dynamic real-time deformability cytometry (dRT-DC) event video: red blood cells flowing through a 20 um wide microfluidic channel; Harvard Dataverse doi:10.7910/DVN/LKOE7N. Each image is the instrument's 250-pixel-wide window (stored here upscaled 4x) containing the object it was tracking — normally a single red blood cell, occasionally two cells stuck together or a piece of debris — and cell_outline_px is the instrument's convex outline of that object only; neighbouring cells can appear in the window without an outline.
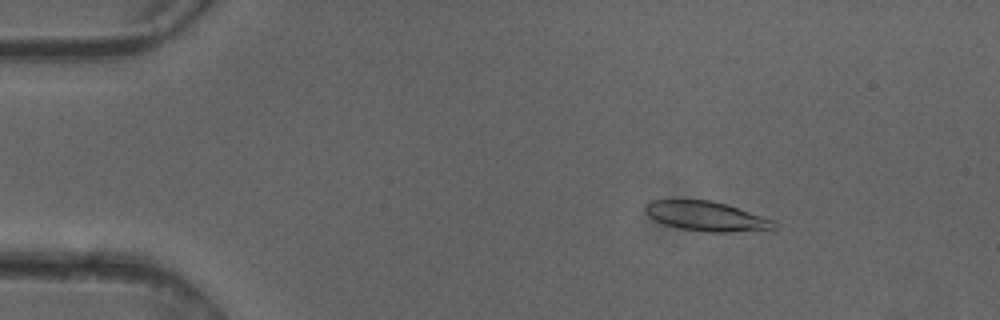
{"species": "common noctule bat (a hibernating species)", "species_latin": "Nyctalus noctula", "temperature_condition": "cold", "stored_images_in_passage": 5, "camera_frame_rate_fps": 3000, "um_per_image_px": 0.085, "animal": {"sex": "female"}, "frame": {"image": 1, "passage_image": 3, "time_ms": 0.667, "image_size_px": [1000, 320], "cell_outline_px": [[776, 228], [728, 232], [712, 232], [680, 228], [656, 220], [648, 216], [644, 212], [644, 204], [652, 200], [712, 200], [772, 220], [776, 224]], "centroid_in_image_um": [59.96, 18.37], "position_along_channel_um": 25.0, "area_um2": 21.56}}